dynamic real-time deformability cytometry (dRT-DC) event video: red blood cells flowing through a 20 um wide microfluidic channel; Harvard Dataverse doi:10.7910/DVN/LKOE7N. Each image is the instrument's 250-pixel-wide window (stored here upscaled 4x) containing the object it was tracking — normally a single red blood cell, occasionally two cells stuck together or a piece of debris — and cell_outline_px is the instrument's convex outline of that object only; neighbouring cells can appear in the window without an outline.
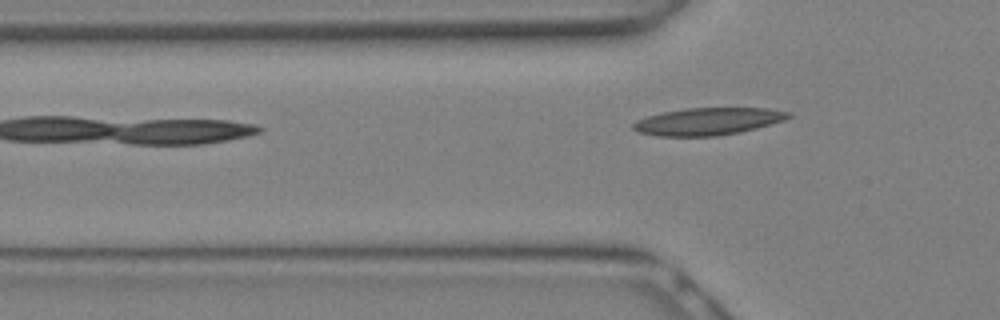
{"species": "Egyptian fruit bat (a non-hibernating species)", "species_latin": "Rousettus aegyptiacus", "temperature_condition": "warm", "stored_images_in_passage": 5, "camera_frame_rate_fps": 3000, "um_per_image_px": 0.085, "animal": {"sex": "female"}, "frame": {"image": 1, "passage_image": 5, "time_ms": 1.333, "image_size_px": [1000, 320], "cell_outline_px": [[792, 116], [784, 120], [756, 128], [740, 132], [716, 136], [656, 136], [640, 132], [632, 128], [632, 124], [636, 120], [648, 116], [664, 112], [688, 108], [768, 108], [792, 112]], "centroid_in_image_um": [60.2, 10.32], "position_along_channel_um": 65.6, "area_um2": 24.62}}